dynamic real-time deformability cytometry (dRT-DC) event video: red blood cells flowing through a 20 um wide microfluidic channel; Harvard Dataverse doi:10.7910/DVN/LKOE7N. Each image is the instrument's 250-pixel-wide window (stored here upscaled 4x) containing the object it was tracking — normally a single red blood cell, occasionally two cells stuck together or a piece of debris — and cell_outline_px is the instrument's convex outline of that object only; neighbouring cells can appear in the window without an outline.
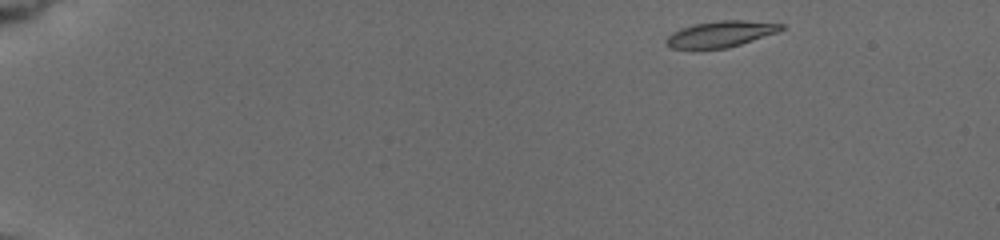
{"species": "common noctule bat (a hibernating species)", "species_latin": "Nyctalus noctula", "temperature_condition": "cold", "stored_images_in_passage": 34, "camera_frame_rate_fps": 3000, "um_per_image_px": 0.085, "animal": {"sex": "female", "body_mass_g": 19.5, "forearm_length_mm": 54.1}, "frame": {"image": 1, "passage_image": 1, "time_ms": 0.0, "image_size_px": [1000, 240], "cell_outline_px": [[784, 28], [776, 32], [728, 48], [692, 52], [668, 48], [668, 36], [672, 32], [680, 28], [696, 24], [720, 20], [744, 20], [784, 24]], "centroid_in_image_um": [61.16, 2.94], "position_along_channel_um": 23.8, "area_um2": 17.92}}
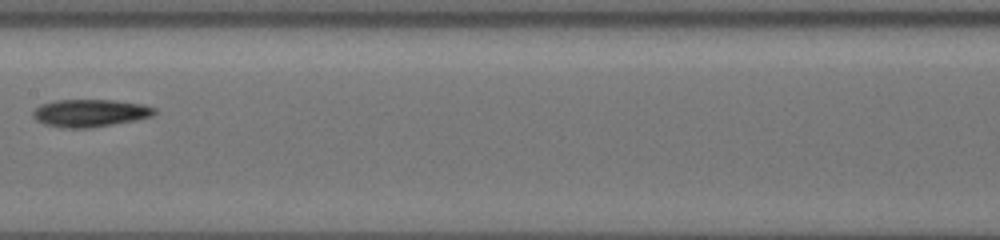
{"frame": {"image": 2, "passage_image": 14, "time_ms": 8.0, "image_size_px": [1000, 240], "cell_outline_px": [[156, 112], [152, 116], [112, 124], [88, 128], [64, 128], [44, 124], [36, 120], [32, 116], [32, 112], [40, 104], [56, 100], [116, 100], [140, 104], [156, 108]], "centroid_in_image_um": [7.61, 9.6], "position_along_channel_um": 199.8, "area_um2": 19.36}}
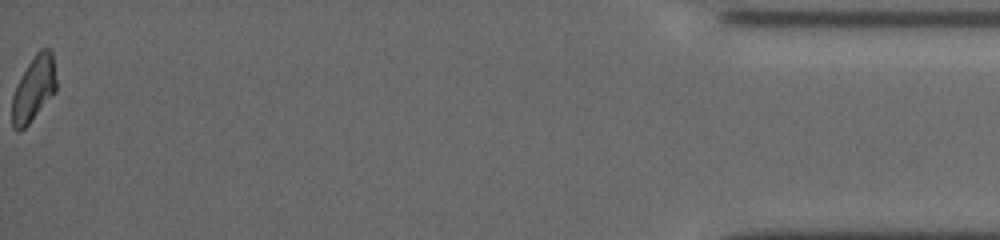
{"frame": {"image": 3, "passage_image": 33, "time_ms": 16.333, "image_size_px": [1000, 240], "cell_outline_px": [[56, 92], [28, 124], [20, 132], [16, 132], [12, 128], [12, 96], [16, 84], [28, 64], [36, 52], [40, 48], [52, 48], [56, 80]], "centroid_in_image_um": [2.86, 7.54], "position_along_channel_um": 432.3, "area_um2": 16.99}, "authors_computed_cell_mechanics": {"area_um2": 17.6579, "velocity_mm_per_s": 3.7466, "shape_relaxation_time_tau1_ms": 3.2232, "shape_relaxation_time_tau2_ms": null, "deformation_change_tau1": 0.107, "deformation_change_tau2": null}}